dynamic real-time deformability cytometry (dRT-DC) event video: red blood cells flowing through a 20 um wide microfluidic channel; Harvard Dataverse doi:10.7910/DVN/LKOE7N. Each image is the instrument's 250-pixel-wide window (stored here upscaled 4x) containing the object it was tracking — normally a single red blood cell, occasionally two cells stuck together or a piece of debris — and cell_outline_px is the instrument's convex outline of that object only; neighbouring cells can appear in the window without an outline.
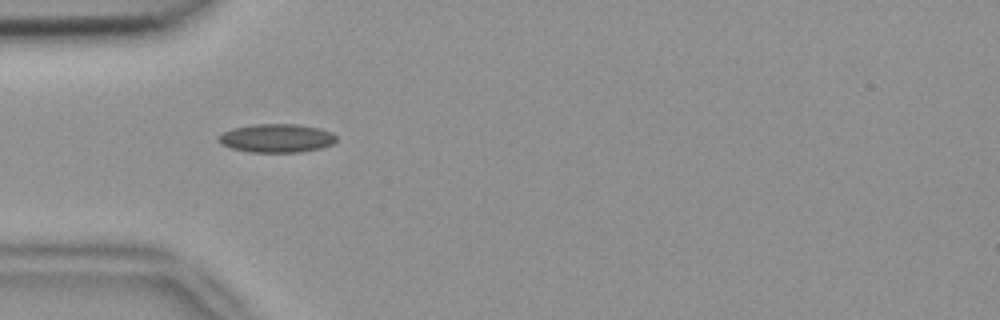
{"species": "common noctule bat (a hibernating species)", "species_latin": "Nyctalus noctula", "temperature_condition": "room temperature", "stored_images_in_passage": 1, "camera_frame_rate_fps": 3000, "um_per_image_px": 0.085, "animal": {"sex": "female", "body_mass_g": 18.4}, "frame": {"image": 1, "passage_image": 1, "time_ms": 0.0, "image_size_px": [1000, 320], "cell_outline_px": [[336, 140], [332, 144], [320, 148], [300, 152], [248, 152], [232, 148], [220, 144], [220, 136], [224, 132], [232, 128], [252, 124], [296, 124], [320, 128], [332, 132], [336, 136]], "centroid_in_image_um": [23.53, 11.74], "position_along_channel_um": 61.5, "area_um2": 19.54}}